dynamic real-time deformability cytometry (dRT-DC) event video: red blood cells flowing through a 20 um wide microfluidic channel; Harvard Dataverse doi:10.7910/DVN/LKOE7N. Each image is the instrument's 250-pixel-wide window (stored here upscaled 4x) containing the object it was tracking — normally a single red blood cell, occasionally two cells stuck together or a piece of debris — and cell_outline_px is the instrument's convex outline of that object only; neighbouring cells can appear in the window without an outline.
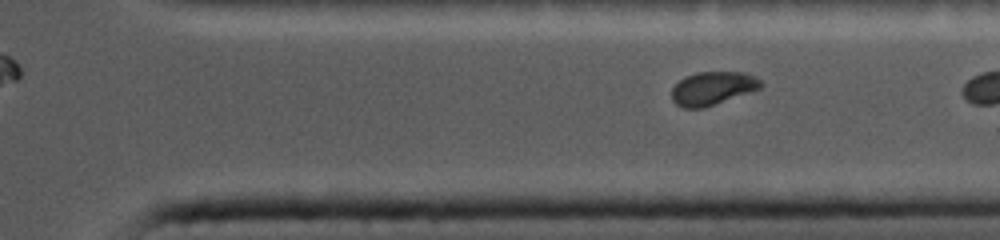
{"species": "common noctule bat (a hibernating species)", "species_latin": "Nyctalus noctula", "temperature_condition": "cold", "stored_images_in_passage": 25, "camera_frame_rate_fps": 5000, "um_per_image_px": 0.085, "animal": {"sex": "female", "body_mass_g": 19.0, "forearm_length_mm": 56.7}, "frame": {"image": 1, "passage_image": 22, "time_ms": 4.2, "image_size_px": [1000, 240], "cell_outline_px": [[764, 84], [760, 88], [752, 92], [704, 108], [684, 108], [676, 104], [672, 100], [672, 88], [684, 76], [696, 72], [744, 72], [760, 80]], "centroid_in_image_um": [60.57, 7.51], "position_along_channel_um": 350.8, "area_um2": 17.4}}